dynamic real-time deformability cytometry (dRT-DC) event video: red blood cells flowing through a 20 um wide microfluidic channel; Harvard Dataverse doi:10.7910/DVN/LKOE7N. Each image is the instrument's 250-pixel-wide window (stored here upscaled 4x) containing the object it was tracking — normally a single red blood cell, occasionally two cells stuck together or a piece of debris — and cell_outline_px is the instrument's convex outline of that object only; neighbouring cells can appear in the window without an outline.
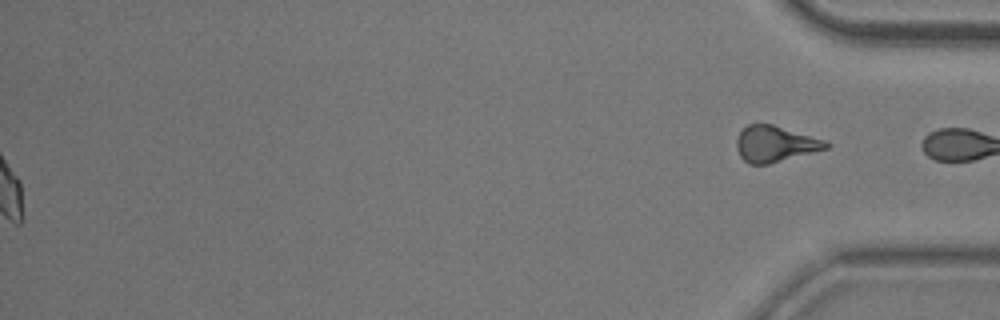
{"species": "common noctule bat (a hibernating species)", "species_latin": "Nyctalus noctula", "temperature_condition": "room temperature", "stored_images_in_passage": 55, "segment_of_instrument_passage": [2, 2], "camera_frame_rate_fps": 3000, "um_per_image_px": 0.085, "animal": {"sex": "male", "body_mass_g": 20.5, "forearm_length_mm": 52.5}, "frame": {"image": 1, "passage_image": 55, "time_ms": 18.0, "image_size_px": [1000, 320], "cell_outline_px": [[828, 148], [764, 164], [752, 164], [744, 160], [740, 152], [740, 132], [744, 128], [752, 124], [768, 124], [828, 144]], "centroid_in_image_um": [65.82, 12.25], "position_along_channel_um": 369.4, "area_um2": 16.76}}